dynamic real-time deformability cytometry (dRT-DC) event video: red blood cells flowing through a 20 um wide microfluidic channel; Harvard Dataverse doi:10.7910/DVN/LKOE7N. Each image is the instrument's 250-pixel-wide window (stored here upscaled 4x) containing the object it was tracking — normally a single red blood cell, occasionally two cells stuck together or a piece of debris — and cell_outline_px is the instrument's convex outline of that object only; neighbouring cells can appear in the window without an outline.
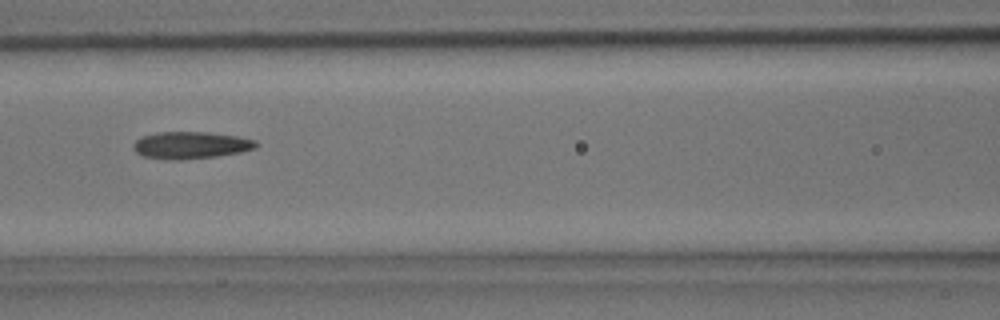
{"species": "common noctule bat (a hibernating species)", "species_latin": "Nyctalus noctula", "temperature_condition": "room temperature", "stored_images_in_passage": 6, "camera_frame_rate_fps": 3000, "um_per_image_px": 0.085, "animal": {"sex": "male", "body_mass_g": 15.6}, "frame": {"image": 1, "passage_image": 5, "time_ms": 1.333, "image_size_px": [1000, 320], "cell_outline_px": [[260, 144], [256, 148], [240, 152], [216, 156], [184, 160], [168, 160], [140, 156], [136, 152], [132, 144], [136, 140], [144, 136], [156, 132], [208, 132], [236, 136], [256, 140]], "centroid_in_image_um": [16.21, 12.35], "position_along_channel_um": 150.4, "area_um2": 19.54}}